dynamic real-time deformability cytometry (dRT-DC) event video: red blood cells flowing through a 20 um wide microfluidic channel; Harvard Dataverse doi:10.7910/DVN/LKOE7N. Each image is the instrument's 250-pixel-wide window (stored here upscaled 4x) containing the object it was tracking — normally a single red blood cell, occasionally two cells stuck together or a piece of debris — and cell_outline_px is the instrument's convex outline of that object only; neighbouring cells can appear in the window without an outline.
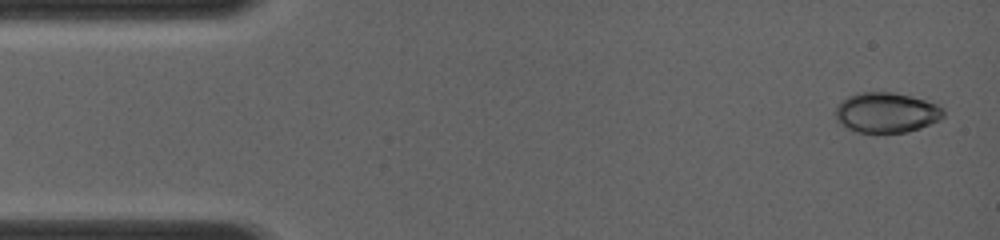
{"species": "common noctule bat (a hibernating species)", "species_latin": "Nyctalus noctula", "temperature_condition": "room temperature", "stored_images_in_passage": 23, "camera_frame_rate_fps": 4000, "um_per_image_px": 0.085, "animal": {"sex": "female", "body_mass_g": 19.0, "forearm_length_mm": 56.7}, "frame": {"image": 1, "passage_image": 1, "time_ms": 0.0, "image_size_px": [1000, 240], "cell_outline_px": [[944, 116], [940, 120], [920, 128], [908, 132], [856, 132], [840, 124], [836, 120], [836, 108], [848, 96], [856, 92], [892, 92], [912, 96], [936, 104], [944, 108]], "centroid_in_image_um": [75.36, 9.56], "position_along_channel_um": 9.6, "area_um2": 25.26}}
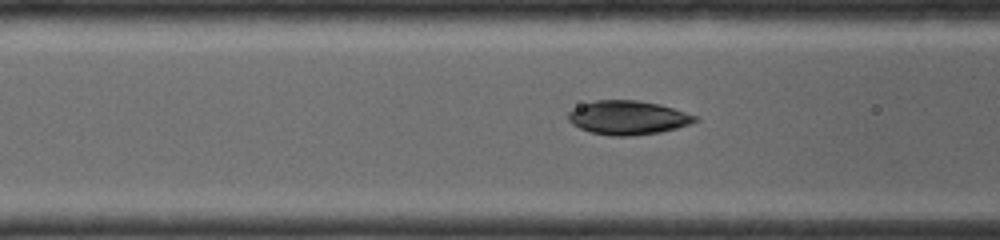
{"frame": {"image": 2, "passage_image": 14, "time_ms": 4.75, "image_size_px": [1000, 240], "cell_outline_px": [[700, 120], [676, 128], [660, 132], [624, 136], [616, 136], [592, 132], [580, 128], [572, 124], [568, 120], [568, 112], [572, 108], [596, 100], [636, 100], [660, 104], [696, 116]], "centroid_in_image_um": [53.35, 9.99], "position_along_channel_um": 113.3, "area_um2": 24.74}}
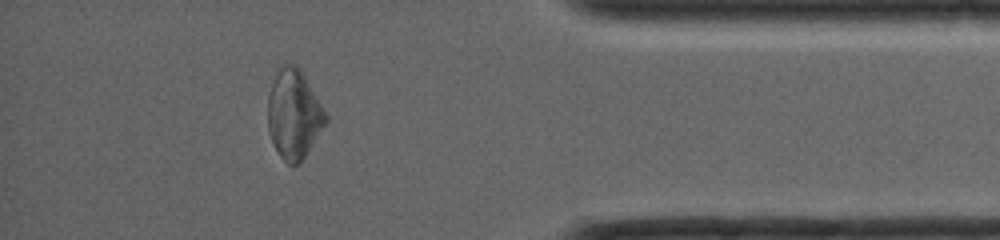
{"frame": {"image": 3, "passage_image": 23, "time_ms": 11.75, "image_size_px": [1000, 240], "cell_outline_px": [[328, 120], [300, 164], [288, 164], [280, 156], [272, 140], [268, 128], [268, 96], [272, 84], [280, 68], [284, 64], [296, 64], [300, 68], [328, 116]], "centroid_in_image_um": [24.99, 9.72], "position_along_channel_um": 410.2, "area_um2": 29.65}}